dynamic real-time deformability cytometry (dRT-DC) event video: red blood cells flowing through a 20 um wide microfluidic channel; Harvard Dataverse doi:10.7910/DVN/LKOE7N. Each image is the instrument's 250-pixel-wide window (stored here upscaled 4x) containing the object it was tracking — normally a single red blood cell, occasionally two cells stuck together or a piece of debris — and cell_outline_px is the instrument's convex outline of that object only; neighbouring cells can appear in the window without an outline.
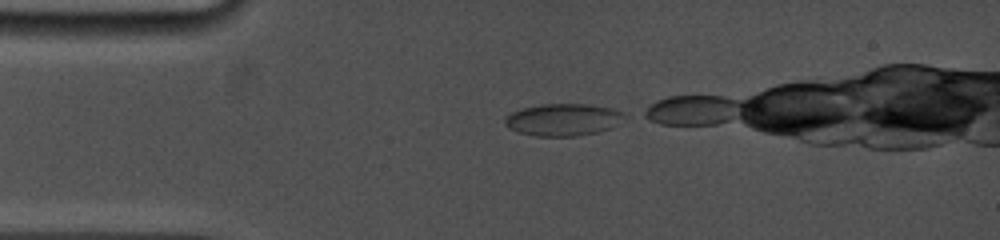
{"species": "common noctule bat (a hibernating species)", "species_latin": "Nyctalus noctula", "temperature_condition": "cold", "stored_images_in_passage": 5, "camera_frame_rate_fps": 5000, "um_per_image_px": 0.085, "animal": {"sex": "female", "body_mass_g": 19.0, "forearm_length_mm": 53.3}, "frame": {"image": 1, "passage_image": 1, "time_ms": 0.0, "image_size_px": [1000, 240], "cell_outline_px": [[628, 116], [612, 128], [596, 132], [576, 136], [536, 136], [520, 132], [508, 128], [504, 124], [504, 120], [512, 112], [524, 108], [540, 104], [588, 104], [608, 108], [624, 112]], "centroid_in_image_um": [47.89, 10.17], "position_along_channel_um": 37.1, "area_um2": 22.31}}
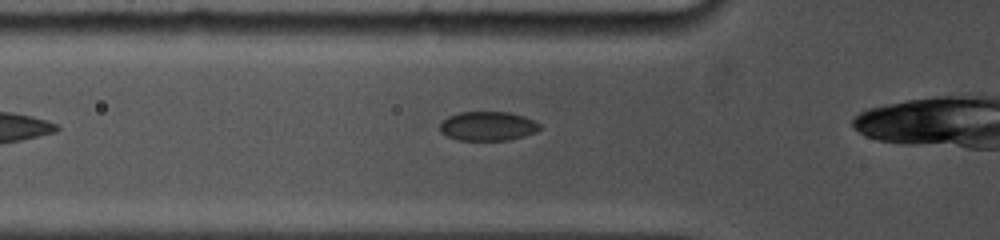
{"frame": {"image": 2, "passage_image": 5, "time_ms": 3.0, "image_size_px": [1000, 240], "cell_outline_px": [[540, 128], [536, 132], [524, 136], [508, 140], [456, 140], [440, 132], [440, 124], [448, 116], [460, 112], [508, 112], [524, 116], [540, 124]], "centroid_in_image_um": [41.45, 10.72], "position_along_channel_um": 84.3, "area_um2": 16.94}}